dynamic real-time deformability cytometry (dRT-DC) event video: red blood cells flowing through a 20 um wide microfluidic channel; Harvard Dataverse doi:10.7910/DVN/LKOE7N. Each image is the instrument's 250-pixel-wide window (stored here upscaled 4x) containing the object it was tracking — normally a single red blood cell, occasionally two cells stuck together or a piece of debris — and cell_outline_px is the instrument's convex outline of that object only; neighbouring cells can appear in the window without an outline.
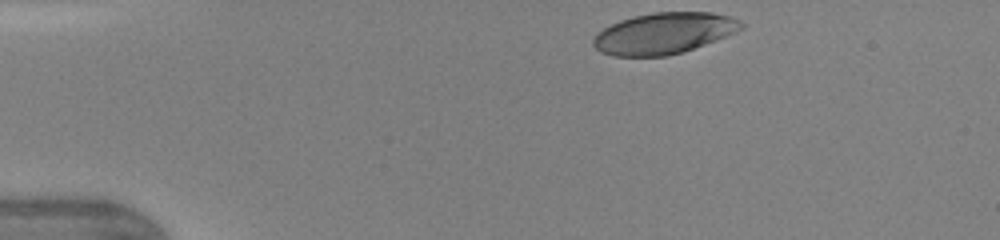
{"species": "human", "species_latin": "Homo sapiens", "temperature_condition": "warm", "stored_images_in_passage": 34, "camera_frame_rate_fps": 3000, "um_per_image_px": 0.085, "donor": {"sex": "female"}, "frame": {"image": 1, "passage_image": 1, "time_ms": 0.0, "image_size_px": [1000, 240], "cell_outline_px": [[744, 28], [736, 32], [716, 40], [668, 56], [612, 56], [600, 52], [592, 44], [592, 40], [604, 28], [620, 20], [632, 16], [652, 12], [712, 12], [728, 16], [740, 20], [744, 24]], "centroid_in_image_um": [56.43, 2.82], "position_along_channel_um": 28.6, "area_um2": 35.37}}
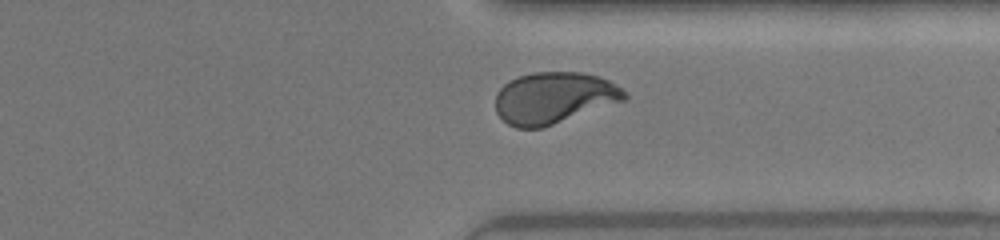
{"frame": {"image": 2, "passage_image": 29, "time_ms": 9.333, "image_size_px": [1000, 240], "cell_outline_px": [[628, 96], [624, 100], [540, 128], [516, 128], [508, 124], [496, 112], [496, 92], [508, 80], [532, 72], [584, 72], [600, 76], [616, 84]], "centroid_in_image_um": [47.05, 8.3], "position_along_channel_um": 364.4, "area_um2": 38.44}, "authors_computed_cell_mechanics": {"area_um2": 38.0902, "velocity_mm_per_s": 4.3581, "shape_relaxation_time_tau1_ms": 3.6172, "shape_relaxation_time_tau2_ms": null, "deformation_change_tau1": 0.1961, "deformation_change_tau2": null}}